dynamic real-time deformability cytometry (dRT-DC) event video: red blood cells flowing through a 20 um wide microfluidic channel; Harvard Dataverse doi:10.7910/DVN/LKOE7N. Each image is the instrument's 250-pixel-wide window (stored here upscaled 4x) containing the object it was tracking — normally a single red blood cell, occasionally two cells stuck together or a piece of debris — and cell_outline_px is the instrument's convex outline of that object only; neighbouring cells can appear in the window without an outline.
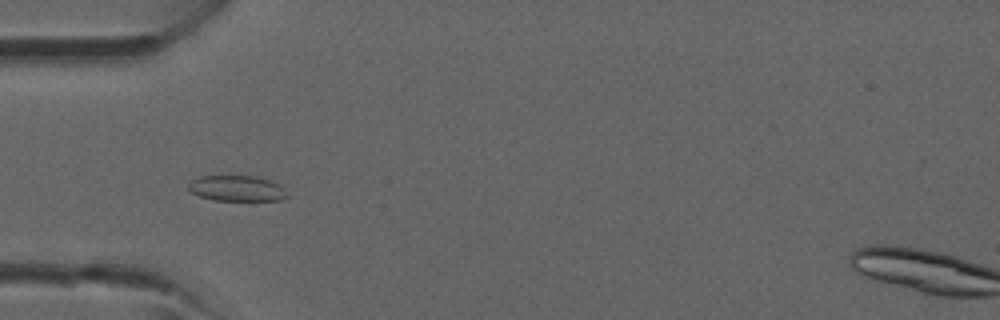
{"species": "common noctule bat (a hibernating species)", "species_latin": "Nyctalus noctula", "temperature_condition": "room temperature", "stored_images_in_passage": 4, "camera_frame_rate_fps": 3000, "um_per_image_px": 0.085, "animal": {"sex": "male", "forearm_length_mm": 52.5}, "frame": {"image": 1, "passage_image": 4, "time_ms": 3.333, "image_size_px": [1000, 320], "cell_outline_px": [[288, 196], [280, 200], [212, 200], [200, 196], [192, 192], [188, 188], [188, 184], [192, 180], [200, 176], [256, 176], [280, 184], [284, 188]], "centroid_in_image_um": [20.14, 16.01], "position_along_channel_um": 64.9, "area_um2": 14.68}}